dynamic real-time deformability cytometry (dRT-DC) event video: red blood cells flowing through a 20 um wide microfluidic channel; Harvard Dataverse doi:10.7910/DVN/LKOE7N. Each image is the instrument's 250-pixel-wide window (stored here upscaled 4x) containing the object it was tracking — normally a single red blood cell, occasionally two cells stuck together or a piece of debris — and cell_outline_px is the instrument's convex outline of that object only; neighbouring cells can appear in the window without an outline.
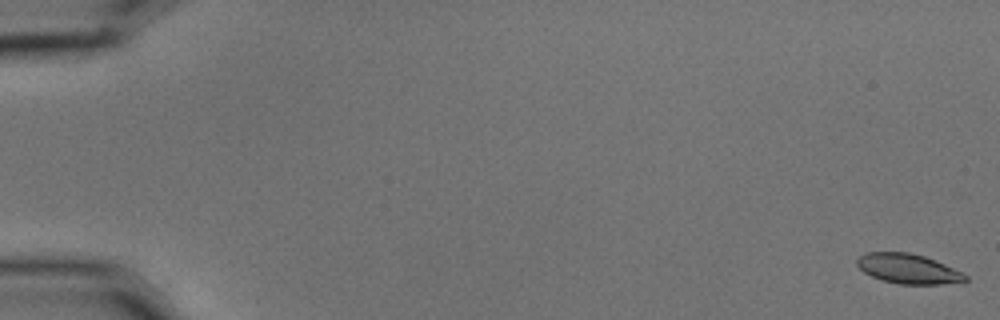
{"species": "common noctule bat (a hibernating species)", "species_latin": "Nyctalus noctula", "temperature_condition": "cold", "stored_images_in_passage": 5, "camera_frame_rate_fps": 3000, "um_per_image_px": 0.085, "animal": {"sex": "male", "body_mass_g": 15.6}, "frame": {"image": 1, "passage_image": 1, "time_ms": 0.0, "image_size_px": [1000, 320], "cell_outline_px": [[968, 280], [964, 284], [900, 284], [880, 280], [864, 272], [856, 264], [856, 260], [860, 256], [868, 252], [908, 252], [924, 256], [944, 264], [968, 276]], "centroid_in_image_um": [77.23, 22.86], "position_along_channel_um": 7.8, "area_um2": 18.9}}
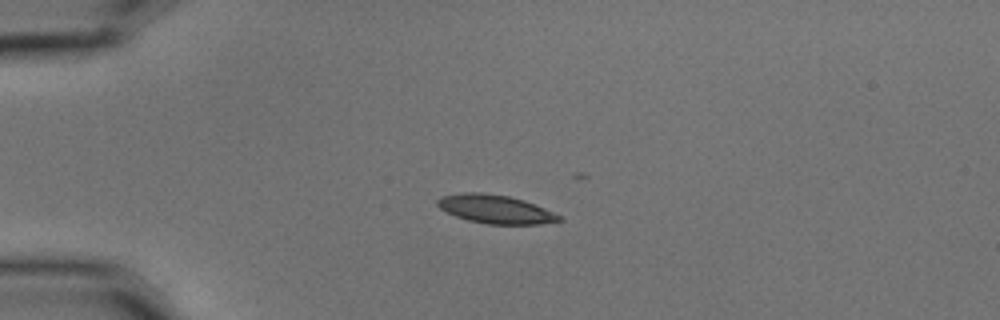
{"frame": {"image": 2, "passage_image": 4, "time_ms": 1.0, "image_size_px": [1000, 320], "cell_outline_px": [[564, 220], [540, 224], [488, 224], [468, 220], [456, 216], [440, 208], [436, 204], [436, 200], [440, 196], [464, 192], [480, 192], [508, 196], [524, 200], [564, 216]], "centroid_in_image_um": [42.13, 17.78], "position_along_channel_um": 42.9, "area_um2": 20.29}}